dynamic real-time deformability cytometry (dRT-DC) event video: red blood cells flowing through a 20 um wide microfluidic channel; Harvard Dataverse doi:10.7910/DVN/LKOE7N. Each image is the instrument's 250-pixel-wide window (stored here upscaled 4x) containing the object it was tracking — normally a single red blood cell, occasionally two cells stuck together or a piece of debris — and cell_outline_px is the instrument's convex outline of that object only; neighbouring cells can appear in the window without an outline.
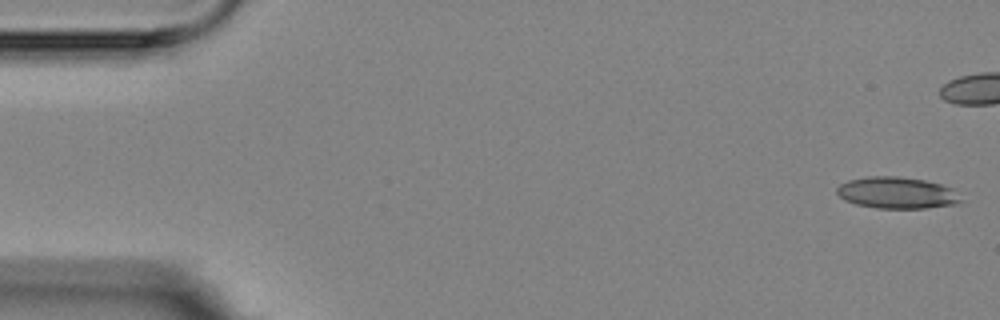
{"species": "Egyptian fruit bat (a non-hibernating species)", "species_latin": "Rousettus aegyptiacus", "temperature_condition": "room temperature", "stored_images_in_passage": 5, "camera_frame_rate_fps": 3000, "um_per_image_px": 0.085, "animal": {"sex": "female"}, "frame": {"image": 1, "passage_image": 1, "time_ms": 0.0, "image_size_px": [1000, 320], "cell_outline_px": [[964, 200], [956, 204], [924, 208], [876, 208], [856, 204], [844, 200], [836, 192], [836, 188], [840, 184], [848, 180], [868, 176], [900, 176], [924, 180], [940, 184], [952, 188]], "centroid_in_image_um": [76.23, 16.38], "position_along_channel_um": 8.8, "area_um2": 22.89}}